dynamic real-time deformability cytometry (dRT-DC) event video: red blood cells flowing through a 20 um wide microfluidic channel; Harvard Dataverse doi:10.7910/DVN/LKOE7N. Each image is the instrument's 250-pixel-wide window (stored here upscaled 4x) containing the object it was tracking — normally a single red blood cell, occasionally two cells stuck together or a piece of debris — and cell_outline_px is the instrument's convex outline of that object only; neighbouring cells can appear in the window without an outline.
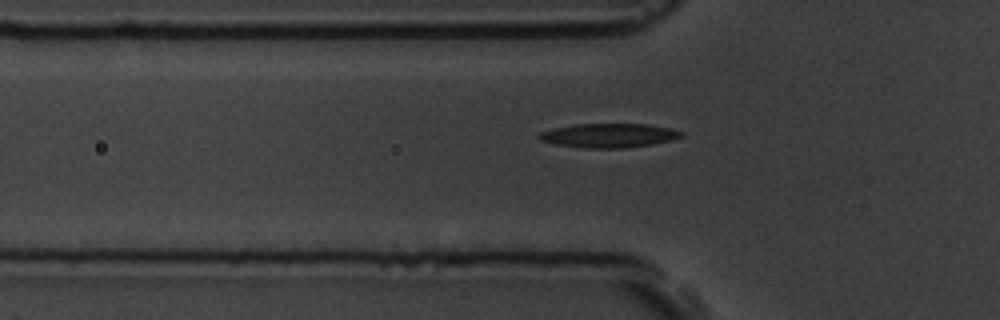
{"species": "common noctule bat (a hibernating species)", "species_latin": "Nyctalus noctula", "temperature_condition": "room temperature", "stored_images_in_passage": 7, "camera_frame_rate_fps": 3000, "um_per_image_px": 0.085, "animal": {"sex": "male", "body_mass_g": 19.5, "forearm_length_mm": 54.6}, "frame": {"image": 1, "passage_image": 7, "time_ms": 7.667, "image_size_px": [1000, 320], "cell_outline_px": [[684, 136], [672, 140], [652, 144], [624, 148], [584, 148], [556, 144], [540, 140], [536, 136], [540, 132], [552, 128], [576, 124], [648, 124], [672, 128], [684, 132]], "centroid_in_image_um": [51.77, 11.51], "position_along_channel_um": 74.0, "area_um2": 20.11}}